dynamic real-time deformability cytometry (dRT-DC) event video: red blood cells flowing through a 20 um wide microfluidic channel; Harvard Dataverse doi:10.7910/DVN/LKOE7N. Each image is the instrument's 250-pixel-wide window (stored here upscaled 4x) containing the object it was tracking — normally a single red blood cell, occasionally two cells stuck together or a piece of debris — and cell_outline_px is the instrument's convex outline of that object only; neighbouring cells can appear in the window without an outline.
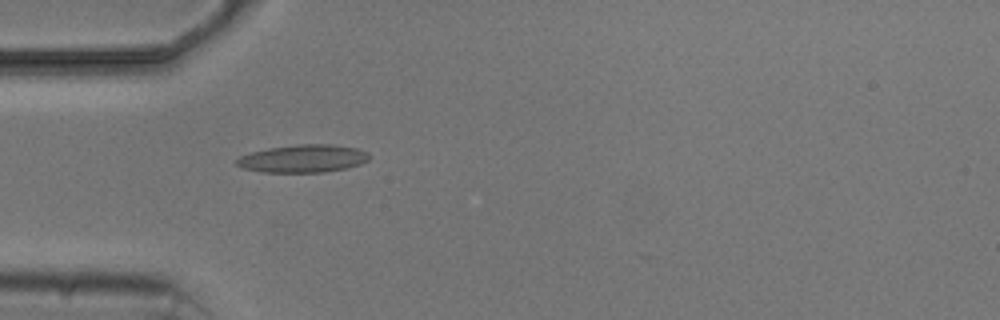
{"species": "common noctule bat (a hibernating species)", "species_latin": "Nyctalus noctula", "temperature_condition": "cold", "stored_images_in_passage": 4, "camera_frame_rate_fps": 3000, "um_per_image_px": 0.085, "animal": {"sex": "male", "body_mass_g": 20.5, "forearm_length_mm": 52.5}, "frame": {"image": 1, "passage_image": 4, "time_ms": 4.667, "image_size_px": [1000, 320], "cell_outline_px": [[368, 160], [360, 164], [348, 168], [324, 172], [264, 172], [244, 168], [236, 164], [236, 160], [240, 156], [252, 152], [268, 148], [296, 144], [332, 144], [356, 148], [368, 152]], "centroid_in_image_um": [25.78, 13.47], "position_along_channel_um": 59.2, "area_um2": 21.39}}